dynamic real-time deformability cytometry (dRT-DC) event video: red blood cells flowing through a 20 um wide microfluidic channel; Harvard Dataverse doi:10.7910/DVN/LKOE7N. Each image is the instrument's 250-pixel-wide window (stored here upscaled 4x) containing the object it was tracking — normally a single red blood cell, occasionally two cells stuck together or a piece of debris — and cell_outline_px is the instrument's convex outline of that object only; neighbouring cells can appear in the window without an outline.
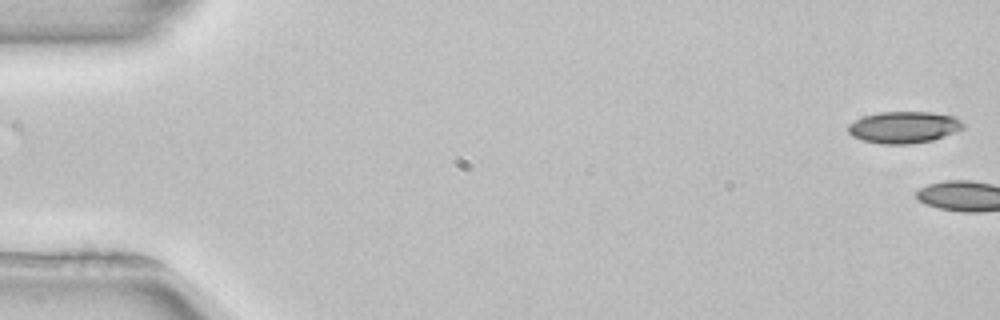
{"species": "common noctule bat (a hibernating species)", "species_latin": "Nyctalus noctula", "temperature_condition": "room temperature", "stored_images_in_passage": 4, "camera_frame_rate_fps": 3000, "um_per_image_px": 0.085, "animal": {"sex": "female", "body_mass_g": 22.7, "forearm_length_mm": 54.2}, "frame": {"image": 1, "passage_image": 1, "time_ms": 0.0, "image_size_px": [1000, 320], "cell_outline_px": [[964, 128], [932, 140], [912, 144], [880, 144], [864, 140], [852, 136], [848, 132], [848, 124], [864, 116], [880, 112], [932, 112], [956, 116], [964, 124]], "centroid_in_image_um": [76.83, 10.81], "position_along_channel_um": 8.2, "area_um2": 21.21}}